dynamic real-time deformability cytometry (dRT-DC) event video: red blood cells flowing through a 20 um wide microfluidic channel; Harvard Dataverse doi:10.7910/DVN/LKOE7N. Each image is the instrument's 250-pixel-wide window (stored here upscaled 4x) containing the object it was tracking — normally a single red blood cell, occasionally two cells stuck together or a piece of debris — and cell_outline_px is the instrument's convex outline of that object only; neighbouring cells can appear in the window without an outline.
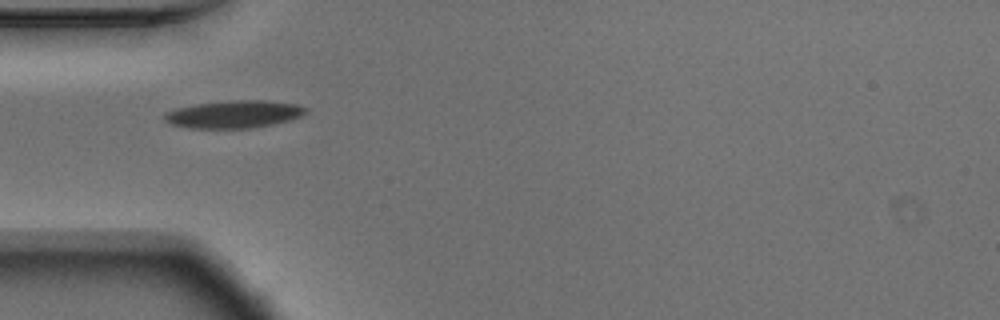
{"species": "Egyptian fruit bat (a non-hibernating species)", "species_latin": "Rousettus aegyptiacus", "temperature_condition": "warm", "stored_images_in_passage": 38, "camera_frame_rate_fps": 3000, "um_per_image_px": 0.085, "animal": {"sex": "male"}, "frame": {"image": 1, "passage_image": 1, "time_ms": 0.0, "image_size_px": [1000, 320], "cell_outline_px": [[308, 112], [300, 116], [288, 120], [272, 124], [252, 128], [188, 128], [168, 124], [164, 120], [164, 112], [176, 108], [196, 104], [232, 100], [268, 100], [296, 104], [308, 108]], "centroid_in_image_um": [19.86, 9.71], "position_along_channel_um": 65.1, "area_um2": 22.83}}
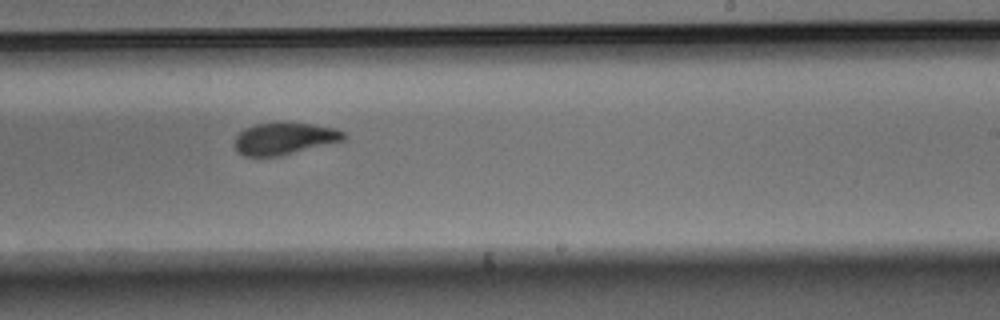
{"frame": {"image": 2, "passage_image": 17, "time_ms": 5.333, "image_size_px": [1000, 320], "cell_outline_px": [[348, 136], [344, 140], [280, 156], [244, 156], [232, 144], [236, 136], [244, 128], [256, 124], [312, 124], [332, 128], [344, 132]], "centroid_in_image_um": [24.15, 11.8], "position_along_channel_um": 264.9, "area_um2": 19.88}}
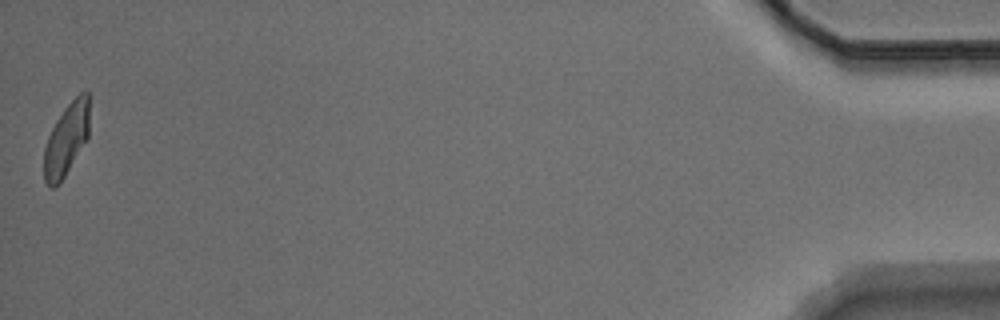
{"frame": {"image": 3, "passage_image": 38, "time_ms": 12.333, "image_size_px": [1000, 320], "cell_outline_px": [[88, 136], [60, 184], [56, 188], [52, 188], [44, 180], [44, 148], [48, 136], [56, 120], [64, 108], [80, 92], [88, 92]], "centroid_in_image_um": [5.61, 11.88], "position_along_channel_um": 429.6, "area_um2": 18.84}, "authors_computed_cell_mechanics": {"area_um2": 21.0392, "velocity_mm_per_s": 3.7418, "shape_relaxation_time_tau1_ms": 2.6122, "shape_relaxation_time_tau2_ms": 1.6845, "deformation_change_tau1": 0.1426, "deformation_change_tau2": 0.0766}}